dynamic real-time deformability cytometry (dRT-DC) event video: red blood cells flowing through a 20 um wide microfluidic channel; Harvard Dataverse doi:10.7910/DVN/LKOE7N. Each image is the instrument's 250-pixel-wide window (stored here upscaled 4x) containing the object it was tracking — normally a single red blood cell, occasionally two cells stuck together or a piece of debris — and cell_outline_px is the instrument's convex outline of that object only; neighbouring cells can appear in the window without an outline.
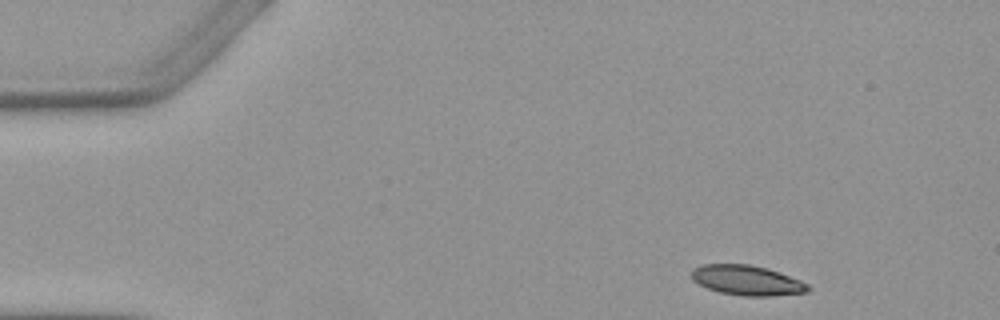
{"species": "Egyptian fruit bat (a non-hibernating species)", "species_latin": "Rousettus aegyptiacus", "temperature_condition": "warm", "stored_images_in_passage": 4, "camera_frame_rate_fps": 3000, "um_per_image_px": 0.085, "animal": {"sex": "female"}, "frame": {"image": 1, "passage_image": 1, "time_ms": 0.0, "image_size_px": [1000, 320], "cell_outline_px": [[812, 288], [808, 292], [772, 296], [744, 296], [720, 292], [708, 288], [692, 280], [692, 268], [704, 264], [748, 264], [768, 268], [780, 272], [800, 280], [808, 284]], "centroid_in_image_um": [63.52, 23.82], "position_along_channel_um": 21.5, "area_um2": 20.4}}
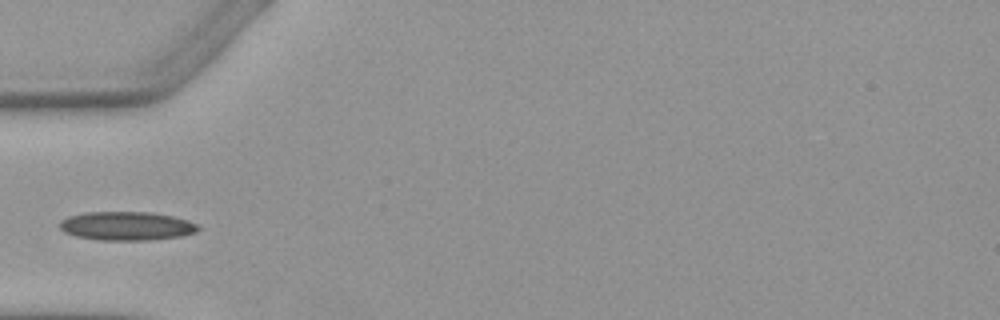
{"frame": {"image": 2, "passage_image": 4, "time_ms": 3.667, "image_size_px": [1000, 320], "cell_outline_px": [[200, 228], [196, 232], [184, 236], [148, 240], [100, 240], [76, 236], [64, 232], [60, 228], [60, 220], [68, 216], [84, 212], [152, 212], [172, 216], [188, 220], [196, 224]], "centroid_in_image_um": [10.76, 19.2], "position_along_channel_um": 74.2, "area_um2": 23.29}}